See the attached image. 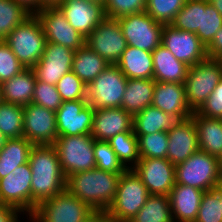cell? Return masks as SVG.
Wrapping results in <instances>:
<instances>
[{
	"mask_svg": "<svg viewBox=\"0 0 222 222\" xmlns=\"http://www.w3.org/2000/svg\"><path fill=\"white\" fill-rule=\"evenodd\" d=\"M117 20L128 46L152 52L161 44L163 24L155 21L146 11Z\"/></svg>",
	"mask_w": 222,
	"mask_h": 222,
	"instance_id": "cell-10",
	"label": "cell"
},
{
	"mask_svg": "<svg viewBox=\"0 0 222 222\" xmlns=\"http://www.w3.org/2000/svg\"><path fill=\"white\" fill-rule=\"evenodd\" d=\"M28 163L32 172L31 214L37 205L63 192L66 177L54 145H34Z\"/></svg>",
	"mask_w": 222,
	"mask_h": 222,
	"instance_id": "cell-1",
	"label": "cell"
},
{
	"mask_svg": "<svg viewBox=\"0 0 222 222\" xmlns=\"http://www.w3.org/2000/svg\"><path fill=\"white\" fill-rule=\"evenodd\" d=\"M150 195L169 196L175 185V165L167 158H140L133 168Z\"/></svg>",
	"mask_w": 222,
	"mask_h": 222,
	"instance_id": "cell-17",
	"label": "cell"
},
{
	"mask_svg": "<svg viewBox=\"0 0 222 222\" xmlns=\"http://www.w3.org/2000/svg\"><path fill=\"white\" fill-rule=\"evenodd\" d=\"M23 136L34 145H53L58 137L55 111L35 103L23 106Z\"/></svg>",
	"mask_w": 222,
	"mask_h": 222,
	"instance_id": "cell-14",
	"label": "cell"
},
{
	"mask_svg": "<svg viewBox=\"0 0 222 222\" xmlns=\"http://www.w3.org/2000/svg\"><path fill=\"white\" fill-rule=\"evenodd\" d=\"M107 142L126 169H133L138 164L140 156L137 136L134 132L118 133Z\"/></svg>",
	"mask_w": 222,
	"mask_h": 222,
	"instance_id": "cell-33",
	"label": "cell"
},
{
	"mask_svg": "<svg viewBox=\"0 0 222 222\" xmlns=\"http://www.w3.org/2000/svg\"><path fill=\"white\" fill-rule=\"evenodd\" d=\"M222 79L218 59L207 58L190 66L184 82L186 100L191 111L197 112Z\"/></svg>",
	"mask_w": 222,
	"mask_h": 222,
	"instance_id": "cell-7",
	"label": "cell"
},
{
	"mask_svg": "<svg viewBox=\"0 0 222 222\" xmlns=\"http://www.w3.org/2000/svg\"><path fill=\"white\" fill-rule=\"evenodd\" d=\"M94 112L87 100L63 101L55 112L58 136L90 135Z\"/></svg>",
	"mask_w": 222,
	"mask_h": 222,
	"instance_id": "cell-16",
	"label": "cell"
},
{
	"mask_svg": "<svg viewBox=\"0 0 222 222\" xmlns=\"http://www.w3.org/2000/svg\"><path fill=\"white\" fill-rule=\"evenodd\" d=\"M116 65L127 79H153L152 52L127 46Z\"/></svg>",
	"mask_w": 222,
	"mask_h": 222,
	"instance_id": "cell-26",
	"label": "cell"
},
{
	"mask_svg": "<svg viewBox=\"0 0 222 222\" xmlns=\"http://www.w3.org/2000/svg\"><path fill=\"white\" fill-rule=\"evenodd\" d=\"M147 0H106L104 12L106 18L118 19L126 15L143 12Z\"/></svg>",
	"mask_w": 222,
	"mask_h": 222,
	"instance_id": "cell-43",
	"label": "cell"
},
{
	"mask_svg": "<svg viewBox=\"0 0 222 222\" xmlns=\"http://www.w3.org/2000/svg\"><path fill=\"white\" fill-rule=\"evenodd\" d=\"M221 179L222 168L219 158L200 150L175 166L176 184L209 191L214 189Z\"/></svg>",
	"mask_w": 222,
	"mask_h": 222,
	"instance_id": "cell-3",
	"label": "cell"
},
{
	"mask_svg": "<svg viewBox=\"0 0 222 222\" xmlns=\"http://www.w3.org/2000/svg\"><path fill=\"white\" fill-rule=\"evenodd\" d=\"M31 15L14 0H0V41Z\"/></svg>",
	"mask_w": 222,
	"mask_h": 222,
	"instance_id": "cell-35",
	"label": "cell"
},
{
	"mask_svg": "<svg viewBox=\"0 0 222 222\" xmlns=\"http://www.w3.org/2000/svg\"><path fill=\"white\" fill-rule=\"evenodd\" d=\"M218 194H219V197H220V202H221V208H222V179L220 181V183L214 188Z\"/></svg>",
	"mask_w": 222,
	"mask_h": 222,
	"instance_id": "cell-53",
	"label": "cell"
},
{
	"mask_svg": "<svg viewBox=\"0 0 222 222\" xmlns=\"http://www.w3.org/2000/svg\"><path fill=\"white\" fill-rule=\"evenodd\" d=\"M220 28H222V15L208 0H205V9H201L200 29L195 34L207 47Z\"/></svg>",
	"mask_w": 222,
	"mask_h": 222,
	"instance_id": "cell-39",
	"label": "cell"
},
{
	"mask_svg": "<svg viewBox=\"0 0 222 222\" xmlns=\"http://www.w3.org/2000/svg\"><path fill=\"white\" fill-rule=\"evenodd\" d=\"M83 222H115L107 211H93Z\"/></svg>",
	"mask_w": 222,
	"mask_h": 222,
	"instance_id": "cell-49",
	"label": "cell"
},
{
	"mask_svg": "<svg viewBox=\"0 0 222 222\" xmlns=\"http://www.w3.org/2000/svg\"><path fill=\"white\" fill-rule=\"evenodd\" d=\"M121 174L97 168L66 177L65 189L94 211H107L113 203Z\"/></svg>",
	"mask_w": 222,
	"mask_h": 222,
	"instance_id": "cell-2",
	"label": "cell"
},
{
	"mask_svg": "<svg viewBox=\"0 0 222 222\" xmlns=\"http://www.w3.org/2000/svg\"><path fill=\"white\" fill-rule=\"evenodd\" d=\"M93 211L65 189L37 205L29 219L32 222H83Z\"/></svg>",
	"mask_w": 222,
	"mask_h": 222,
	"instance_id": "cell-6",
	"label": "cell"
},
{
	"mask_svg": "<svg viewBox=\"0 0 222 222\" xmlns=\"http://www.w3.org/2000/svg\"><path fill=\"white\" fill-rule=\"evenodd\" d=\"M191 117L197 129L199 150L220 158L222 156V119L204 117L196 112Z\"/></svg>",
	"mask_w": 222,
	"mask_h": 222,
	"instance_id": "cell-27",
	"label": "cell"
},
{
	"mask_svg": "<svg viewBox=\"0 0 222 222\" xmlns=\"http://www.w3.org/2000/svg\"><path fill=\"white\" fill-rule=\"evenodd\" d=\"M91 135L58 136L53 144L65 177L96 168Z\"/></svg>",
	"mask_w": 222,
	"mask_h": 222,
	"instance_id": "cell-8",
	"label": "cell"
},
{
	"mask_svg": "<svg viewBox=\"0 0 222 222\" xmlns=\"http://www.w3.org/2000/svg\"><path fill=\"white\" fill-rule=\"evenodd\" d=\"M74 50L61 44L46 42L42 57L31 69L37 80L56 85L72 69Z\"/></svg>",
	"mask_w": 222,
	"mask_h": 222,
	"instance_id": "cell-18",
	"label": "cell"
},
{
	"mask_svg": "<svg viewBox=\"0 0 222 222\" xmlns=\"http://www.w3.org/2000/svg\"><path fill=\"white\" fill-rule=\"evenodd\" d=\"M186 0H147L146 13L155 21L170 25Z\"/></svg>",
	"mask_w": 222,
	"mask_h": 222,
	"instance_id": "cell-38",
	"label": "cell"
},
{
	"mask_svg": "<svg viewBox=\"0 0 222 222\" xmlns=\"http://www.w3.org/2000/svg\"><path fill=\"white\" fill-rule=\"evenodd\" d=\"M7 138L3 135V133L0 131V150L3 148L5 145Z\"/></svg>",
	"mask_w": 222,
	"mask_h": 222,
	"instance_id": "cell-54",
	"label": "cell"
},
{
	"mask_svg": "<svg viewBox=\"0 0 222 222\" xmlns=\"http://www.w3.org/2000/svg\"><path fill=\"white\" fill-rule=\"evenodd\" d=\"M168 134L167 159L178 165L199 150L197 129L192 117L179 121Z\"/></svg>",
	"mask_w": 222,
	"mask_h": 222,
	"instance_id": "cell-20",
	"label": "cell"
},
{
	"mask_svg": "<svg viewBox=\"0 0 222 222\" xmlns=\"http://www.w3.org/2000/svg\"><path fill=\"white\" fill-rule=\"evenodd\" d=\"M219 160H220V166L222 168V156L219 158Z\"/></svg>",
	"mask_w": 222,
	"mask_h": 222,
	"instance_id": "cell-57",
	"label": "cell"
},
{
	"mask_svg": "<svg viewBox=\"0 0 222 222\" xmlns=\"http://www.w3.org/2000/svg\"><path fill=\"white\" fill-rule=\"evenodd\" d=\"M3 102V96H2V85L0 83V104Z\"/></svg>",
	"mask_w": 222,
	"mask_h": 222,
	"instance_id": "cell-56",
	"label": "cell"
},
{
	"mask_svg": "<svg viewBox=\"0 0 222 222\" xmlns=\"http://www.w3.org/2000/svg\"><path fill=\"white\" fill-rule=\"evenodd\" d=\"M25 67L17 59L11 48L0 41V83L13 78L24 70Z\"/></svg>",
	"mask_w": 222,
	"mask_h": 222,
	"instance_id": "cell-45",
	"label": "cell"
},
{
	"mask_svg": "<svg viewBox=\"0 0 222 222\" xmlns=\"http://www.w3.org/2000/svg\"><path fill=\"white\" fill-rule=\"evenodd\" d=\"M62 102L63 100L57 91L56 85H49L39 80L36 81L32 103L56 112Z\"/></svg>",
	"mask_w": 222,
	"mask_h": 222,
	"instance_id": "cell-44",
	"label": "cell"
},
{
	"mask_svg": "<svg viewBox=\"0 0 222 222\" xmlns=\"http://www.w3.org/2000/svg\"><path fill=\"white\" fill-rule=\"evenodd\" d=\"M32 144L25 137L7 139L0 150V179L22 164L28 163Z\"/></svg>",
	"mask_w": 222,
	"mask_h": 222,
	"instance_id": "cell-30",
	"label": "cell"
},
{
	"mask_svg": "<svg viewBox=\"0 0 222 222\" xmlns=\"http://www.w3.org/2000/svg\"><path fill=\"white\" fill-rule=\"evenodd\" d=\"M94 159L97 169L116 174H122L126 170L107 141L95 140Z\"/></svg>",
	"mask_w": 222,
	"mask_h": 222,
	"instance_id": "cell-40",
	"label": "cell"
},
{
	"mask_svg": "<svg viewBox=\"0 0 222 222\" xmlns=\"http://www.w3.org/2000/svg\"><path fill=\"white\" fill-rule=\"evenodd\" d=\"M23 6L31 14H36L39 11V0H14Z\"/></svg>",
	"mask_w": 222,
	"mask_h": 222,
	"instance_id": "cell-50",
	"label": "cell"
},
{
	"mask_svg": "<svg viewBox=\"0 0 222 222\" xmlns=\"http://www.w3.org/2000/svg\"><path fill=\"white\" fill-rule=\"evenodd\" d=\"M152 106L180 121L193 115L186 100L185 85L181 83L155 81Z\"/></svg>",
	"mask_w": 222,
	"mask_h": 222,
	"instance_id": "cell-21",
	"label": "cell"
},
{
	"mask_svg": "<svg viewBox=\"0 0 222 222\" xmlns=\"http://www.w3.org/2000/svg\"><path fill=\"white\" fill-rule=\"evenodd\" d=\"M88 1H92V2H95V3H99V4L103 5V6H104V4H105V2H106V0H88Z\"/></svg>",
	"mask_w": 222,
	"mask_h": 222,
	"instance_id": "cell-55",
	"label": "cell"
},
{
	"mask_svg": "<svg viewBox=\"0 0 222 222\" xmlns=\"http://www.w3.org/2000/svg\"><path fill=\"white\" fill-rule=\"evenodd\" d=\"M127 77L116 64H109L88 86L86 100L94 109L120 108Z\"/></svg>",
	"mask_w": 222,
	"mask_h": 222,
	"instance_id": "cell-9",
	"label": "cell"
},
{
	"mask_svg": "<svg viewBox=\"0 0 222 222\" xmlns=\"http://www.w3.org/2000/svg\"><path fill=\"white\" fill-rule=\"evenodd\" d=\"M85 44L109 64H116L128 46L118 20L110 18L99 23L86 37Z\"/></svg>",
	"mask_w": 222,
	"mask_h": 222,
	"instance_id": "cell-11",
	"label": "cell"
},
{
	"mask_svg": "<svg viewBox=\"0 0 222 222\" xmlns=\"http://www.w3.org/2000/svg\"><path fill=\"white\" fill-rule=\"evenodd\" d=\"M136 136L140 158H167V131Z\"/></svg>",
	"mask_w": 222,
	"mask_h": 222,
	"instance_id": "cell-37",
	"label": "cell"
},
{
	"mask_svg": "<svg viewBox=\"0 0 222 222\" xmlns=\"http://www.w3.org/2000/svg\"><path fill=\"white\" fill-rule=\"evenodd\" d=\"M152 59L154 81L184 84L189 66L178 61L162 44L152 51Z\"/></svg>",
	"mask_w": 222,
	"mask_h": 222,
	"instance_id": "cell-24",
	"label": "cell"
},
{
	"mask_svg": "<svg viewBox=\"0 0 222 222\" xmlns=\"http://www.w3.org/2000/svg\"><path fill=\"white\" fill-rule=\"evenodd\" d=\"M63 101L86 100L87 85L71 70L56 84Z\"/></svg>",
	"mask_w": 222,
	"mask_h": 222,
	"instance_id": "cell-41",
	"label": "cell"
},
{
	"mask_svg": "<svg viewBox=\"0 0 222 222\" xmlns=\"http://www.w3.org/2000/svg\"><path fill=\"white\" fill-rule=\"evenodd\" d=\"M133 116L123 108L95 109L90 135L98 141H108L122 132H134Z\"/></svg>",
	"mask_w": 222,
	"mask_h": 222,
	"instance_id": "cell-22",
	"label": "cell"
},
{
	"mask_svg": "<svg viewBox=\"0 0 222 222\" xmlns=\"http://www.w3.org/2000/svg\"><path fill=\"white\" fill-rule=\"evenodd\" d=\"M23 106L2 102L0 104V131L7 139L23 136Z\"/></svg>",
	"mask_w": 222,
	"mask_h": 222,
	"instance_id": "cell-34",
	"label": "cell"
},
{
	"mask_svg": "<svg viewBox=\"0 0 222 222\" xmlns=\"http://www.w3.org/2000/svg\"><path fill=\"white\" fill-rule=\"evenodd\" d=\"M201 9H205V0H186L171 25L178 30L196 33L200 29Z\"/></svg>",
	"mask_w": 222,
	"mask_h": 222,
	"instance_id": "cell-36",
	"label": "cell"
},
{
	"mask_svg": "<svg viewBox=\"0 0 222 222\" xmlns=\"http://www.w3.org/2000/svg\"><path fill=\"white\" fill-rule=\"evenodd\" d=\"M22 212L11 205L0 204V222H20L18 214Z\"/></svg>",
	"mask_w": 222,
	"mask_h": 222,
	"instance_id": "cell-48",
	"label": "cell"
},
{
	"mask_svg": "<svg viewBox=\"0 0 222 222\" xmlns=\"http://www.w3.org/2000/svg\"><path fill=\"white\" fill-rule=\"evenodd\" d=\"M129 222H174L169 196L150 195Z\"/></svg>",
	"mask_w": 222,
	"mask_h": 222,
	"instance_id": "cell-32",
	"label": "cell"
},
{
	"mask_svg": "<svg viewBox=\"0 0 222 222\" xmlns=\"http://www.w3.org/2000/svg\"><path fill=\"white\" fill-rule=\"evenodd\" d=\"M109 63L86 44L75 51L72 71L88 86Z\"/></svg>",
	"mask_w": 222,
	"mask_h": 222,
	"instance_id": "cell-31",
	"label": "cell"
},
{
	"mask_svg": "<svg viewBox=\"0 0 222 222\" xmlns=\"http://www.w3.org/2000/svg\"><path fill=\"white\" fill-rule=\"evenodd\" d=\"M210 4H212L216 10L222 15V0H208Z\"/></svg>",
	"mask_w": 222,
	"mask_h": 222,
	"instance_id": "cell-52",
	"label": "cell"
},
{
	"mask_svg": "<svg viewBox=\"0 0 222 222\" xmlns=\"http://www.w3.org/2000/svg\"><path fill=\"white\" fill-rule=\"evenodd\" d=\"M150 193L133 169L119 177L116 195L107 210L115 222H129L145 204Z\"/></svg>",
	"mask_w": 222,
	"mask_h": 222,
	"instance_id": "cell-5",
	"label": "cell"
},
{
	"mask_svg": "<svg viewBox=\"0 0 222 222\" xmlns=\"http://www.w3.org/2000/svg\"><path fill=\"white\" fill-rule=\"evenodd\" d=\"M3 41L25 68H32L37 64L47 42L42 25L35 14L15 27Z\"/></svg>",
	"mask_w": 222,
	"mask_h": 222,
	"instance_id": "cell-4",
	"label": "cell"
},
{
	"mask_svg": "<svg viewBox=\"0 0 222 222\" xmlns=\"http://www.w3.org/2000/svg\"><path fill=\"white\" fill-rule=\"evenodd\" d=\"M58 7L84 38L106 18L104 6L88 0H63Z\"/></svg>",
	"mask_w": 222,
	"mask_h": 222,
	"instance_id": "cell-19",
	"label": "cell"
},
{
	"mask_svg": "<svg viewBox=\"0 0 222 222\" xmlns=\"http://www.w3.org/2000/svg\"><path fill=\"white\" fill-rule=\"evenodd\" d=\"M204 192L196 187L175 183L169 193L174 222H195Z\"/></svg>",
	"mask_w": 222,
	"mask_h": 222,
	"instance_id": "cell-23",
	"label": "cell"
},
{
	"mask_svg": "<svg viewBox=\"0 0 222 222\" xmlns=\"http://www.w3.org/2000/svg\"><path fill=\"white\" fill-rule=\"evenodd\" d=\"M155 81L153 79H128L121 108L133 117L152 105Z\"/></svg>",
	"mask_w": 222,
	"mask_h": 222,
	"instance_id": "cell-28",
	"label": "cell"
},
{
	"mask_svg": "<svg viewBox=\"0 0 222 222\" xmlns=\"http://www.w3.org/2000/svg\"><path fill=\"white\" fill-rule=\"evenodd\" d=\"M63 0H39V10L45 7L59 6Z\"/></svg>",
	"mask_w": 222,
	"mask_h": 222,
	"instance_id": "cell-51",
	"label": "cell"
},
{
	"mask_svg": "<svg viewBox=\"0 0 222 222\" xmlns=\"http://www.w3.org/2000/svg\"><path fill=\"white\" fill-rule=\"evenodd\" d=\"M37 79L31 68H25L2 85L3 102L25 106L32 103Z\"/></svg>",
	"mask_w": 222,
	"mask_h": 222,
	"instance_id": "cell-25",
	"label": "cell"
},
{
	"mask_svg": "<svg viewBox=\"0 0 222 222\" xmlns=\"http://www.w3.org/2000/svg\"><path fill=\"white\" fill-rule=\"evenodd\" d=\"M35 15L42 25L47 42L61 44L74 51L85 45L86 38L69 24L58 6L42 8Z\"/></svg>",
	"mask_w": 222,
	"mask_h": 222,
	"instance_id": "cell-12",
	"label": "cell"
},
{
	"mask_svg": "<svg viewBox=\"0 0 222 222\" xmlns=\"http://www.w3.org/2000/svg\"><path fill=\"white\" fill-rule=\"evenodd\" d=\"M179 119L168 115L159 108L147 106L133 117V130L135 135H146L171 130Z\"/></svg>",
	"mask_w": 222,
	"mask_h": 222,
	"instance_id": "cell-29",
	"label": "cell"
},
{
	"mask_svg": "<svg viewBox=\"0 0 222 222\" xmlns=\"http://www.w3.org/2000/svg\"><path fill=\"white\" fill-rule=\"evenodd\" d=\"M196 113L208 118L222 119V79Z\"/></svg>",
	"mask_w": 222,
	"mask_h": 222,
	"instance_id": "cell-46",
	"label": "cell"
},
{
	"mask_svg": "<svg viewBox=\"0 0 222 222\" xmlns=\"http://www.w3.org/2000/svg\"><path fill=\"white\" fill-rule=\"evenodd\" d=\"M218 61L220 62L221 64V67H222V57L218 59Z\"/></svg>",
	"mask_w": 222,
	"mask_h": 222,
	"instance_id": "cell-58",
	"label": "cell"
},
{
	"mask_svg": "<svg viewBox=\"0 0 222 222\" xmlns=\"http://www.w3.org/2000/svg\"><path fill=\"white\" fill-rule=\"evenodd\" d=\"M31 180L29 163L17 167L0 179V204L18 208L23 214L31 215Z\"/></svg>",
	"mask_w": 222,
	"mask_h": 222,
	"instance_id": "cell-15",
	"label": "cell"
},
{
	"mask_svg": "<svg viewBox=\"0 0 222 222\" xmlns=\"http://www.w3.org/2000/svg\"><path fill=\"white\" fill-rule=\"evenodd\" d=\"M206 50L208 58L219 59L222 57V28L217 31Z\"/></svg>",
	"mask_w": 222,
	"mask_h": 222,
	"instance_id": "cell-47",
	"label": "cell"
},
{
	"mask_svg": "<svg viewBox=\"0 0 222 222\" xmlns=\"http://www.w3.org/2000/svg\"><path fill=\"white\" fill-rule=\"evenodd\" d=\"M195 222H222L220 197L215 189L204 192Z\"/></svg>",
	"mask_w": 222,
	"mask_h": 222,
	"instance_id": "cell-42",
	"label": "cell"
},
{
	"mask_svg": "<svg viewBox=\"0 0 222 222\" xmlns=\"http://www.w3.org/2000/svg\"><path fill=\"white\" fill-rule=\"evenodd\" d=\"M161 44L189 67L208 58L206 46L194 32L178 30L171 24L163 25Z\"/></svg>",
	"mask_w": 222,
	"mask_h": 222,
	"instance_id": "cell-13",
	"label": "cell"
}]
</instances>
